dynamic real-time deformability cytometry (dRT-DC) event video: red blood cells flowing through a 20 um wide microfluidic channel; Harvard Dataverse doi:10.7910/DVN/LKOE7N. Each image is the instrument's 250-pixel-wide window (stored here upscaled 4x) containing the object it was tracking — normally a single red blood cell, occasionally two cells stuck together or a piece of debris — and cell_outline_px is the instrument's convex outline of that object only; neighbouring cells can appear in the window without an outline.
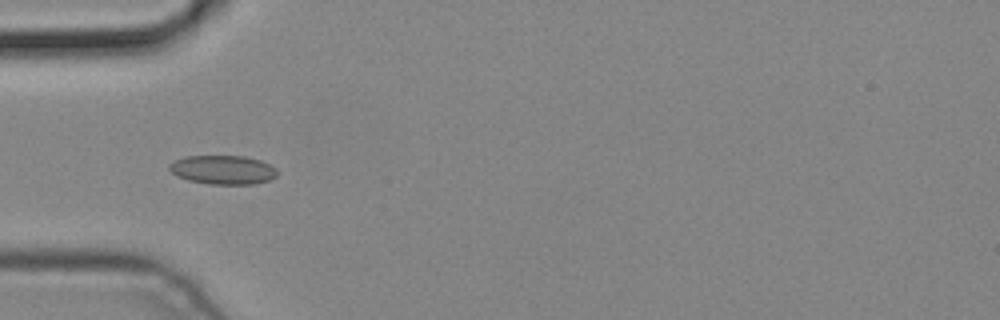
{"species": "common noctule bat (a hibernating species)", "species_latin": "Nyctalus noctula", "temperature_condition": "cold", "stored_images_in_passage": 4, "camera_frame_rate_fps": 3000, "um_per_image_px": 0.085, "animal": {"sex": "male", "body_mass_g": 19.2, "forearm_length_mm": 51.8}, "frame": {"image": 1, "passage_image": 4, "time_ms": 1.0, "image_size_px": [1000, 320], "cell_outline_px": [[276, 176], [268, 180], [252, 184], [208, 184], [188, 180], [176, 176], [168, 168], [168, 164], [184, 156], [244, 156], [260, 160], [276, 168]], "centroid_in_image_um": [18.91, 14.43], "position_along_channel_um": 66.1, "area_um2": 18.15}}